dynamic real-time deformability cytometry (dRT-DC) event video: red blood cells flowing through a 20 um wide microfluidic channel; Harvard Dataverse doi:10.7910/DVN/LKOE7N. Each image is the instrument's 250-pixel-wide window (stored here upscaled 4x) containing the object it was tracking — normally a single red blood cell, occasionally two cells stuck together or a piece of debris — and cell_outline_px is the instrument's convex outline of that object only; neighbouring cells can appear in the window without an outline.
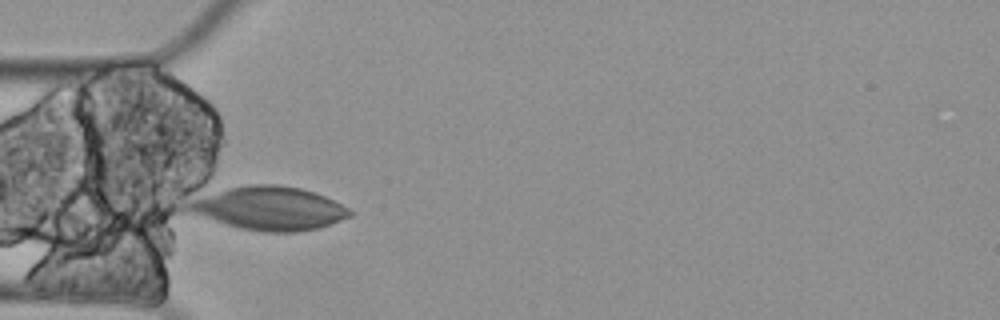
{"species": "Egyptian fruit bat (a non-hibernating species)", "species_latin": "Rousettus aegyptiacus", "temperature_condition": "cold", "stored_images_in_passage": 8, "camera_frame_rate_fps": 3000, "um_per_image_px": 0.085, "animal": {"sex": "female"}, "frame": {"image": 1, "passage_image": 5, "time_ms": 1.333, "image_size_px": [1000, 320], "cell_outline_px": [[352, 216], [320, 228], [296, 232], [264, 232], [240, 228], [188, 212], [184, 208], [192, 200], [200, 196], [228, 188], [252, 184], [276, 184], [300, 188], [316, 192], [348, 208], [352, 212]], "centroid_in_image_um": [22.9, 17.71], "position_along_channel_um": 62.1, "area_um2": 40.69}}
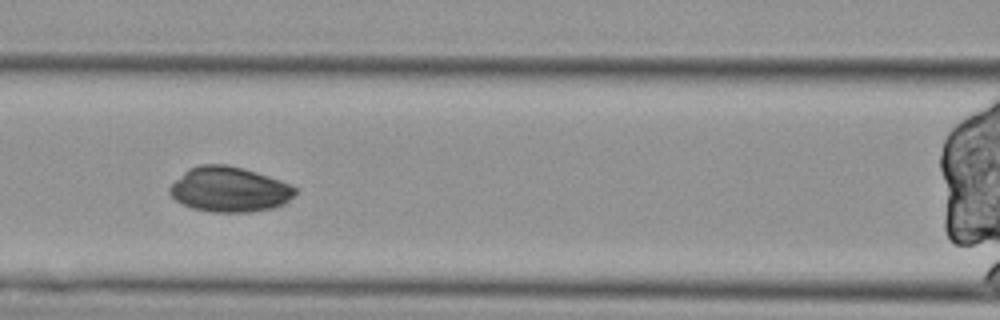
{"frame": {"image": 2, "passage_image": 7, "time_ms": 2.0, "image_size_px": [1000, 320], "cell_outline_px": [[296, 192], [284, 204], [272, 208], [248, 212], [208, 212], [192, 208], [176, 200], [168, 192], [168, 188], [188, 168], [200, 164], [224, 164], [244, 168], [292, 184], [296, 188]], "centroid_in_image_um": [19.49, 16.1], "position_along_channel_um": 147.1, "area_um2": 32.95}}
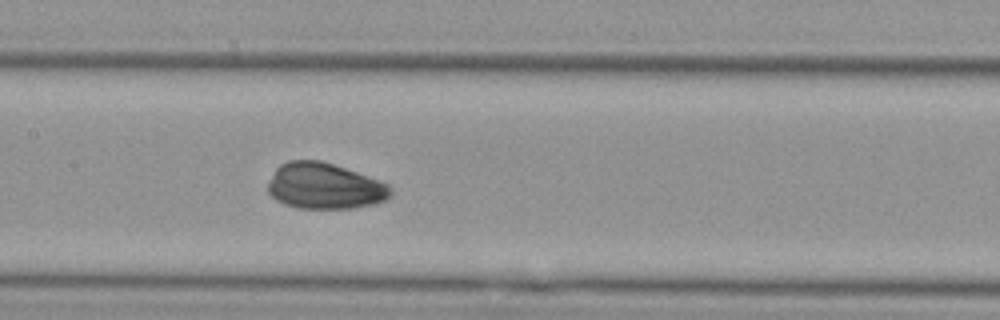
{"frame": {"image": 3, "passage_image": 8, "time_ms": 2.333, "image_size_px": [1000, 320], "cell_outline_px": [[392, 196], [384, 200], [372, 204], [352, 208], [300, 208], [284, 204], [276, 200], [268, 192], [268, 184], [276, 168], [280, 164], [288, 160], [320, 160], [380, 180], [388, 184], [392, 188]], "centroid_in_image_um": [27.59, 15.81], "position_along_channel_um": 179.8, "area_um2": 32.77}}